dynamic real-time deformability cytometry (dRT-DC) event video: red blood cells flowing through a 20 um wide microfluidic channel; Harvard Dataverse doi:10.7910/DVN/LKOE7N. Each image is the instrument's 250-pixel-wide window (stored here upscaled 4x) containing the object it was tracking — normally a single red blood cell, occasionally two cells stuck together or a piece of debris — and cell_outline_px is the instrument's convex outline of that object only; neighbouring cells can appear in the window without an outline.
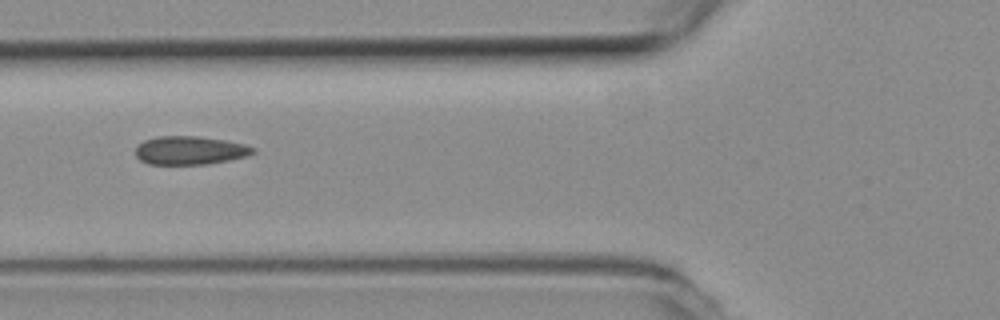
{"species": "common noctule bat (a hibernating species)", "species_latin": "Nyctalus noctula", "temperature_condition": "room temperature", "stored_images_in_passage": 5, "camera_frame_rate_fps": 3000, "um_per_image_px": 0.085, "animal": {"sex": "female", "body_mass_g": 19.3, "forearm_length_mm": 54.1}, "frame": {"image": 1, "passage_image": 5, "time_ms": 1.333, "image_size_px": [1000, 320], "cell_outline_px": [[256, 152], [244, 156], [228, 160], [208, 164], [148, 164], [140, 160], [136, 156], [136, 144], [144, 140], [156, 136], [196, 136], [224, 140], [244, 144], [256, 148]], "centroid_in_image_um": [16.1, 12.78], "position_along_channel_um": 109.7, "area_um2": 19.48}}